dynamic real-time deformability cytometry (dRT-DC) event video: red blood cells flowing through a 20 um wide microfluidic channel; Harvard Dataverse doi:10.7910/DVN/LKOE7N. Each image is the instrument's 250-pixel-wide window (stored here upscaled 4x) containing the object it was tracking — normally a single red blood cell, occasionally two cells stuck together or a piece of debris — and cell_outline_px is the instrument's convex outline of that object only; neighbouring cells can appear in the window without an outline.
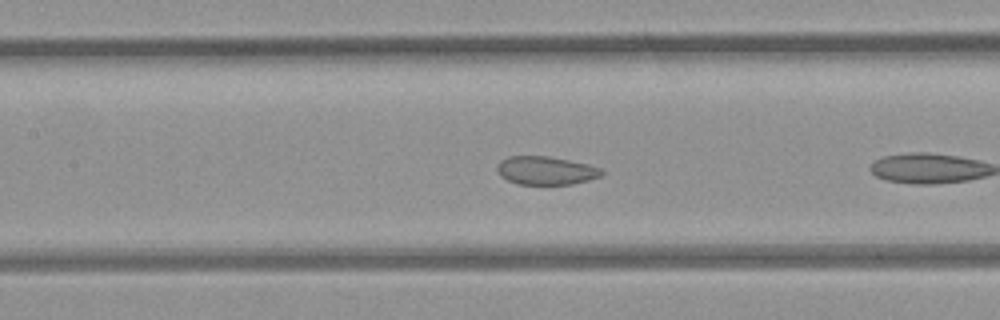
{"species": "common noctule bat (a hibernating species)", "species_latin": "Nyctalus noctula", "temperature_condition": "room temperature", "stored_images_in_passage": 10, "camera_frame_rate_fps": 3000, "um_per_image_px": 0.085, "animal": {"sex": "female", "body_mass_g": 21.9}, "frame": {"image": 1, "passage_image": 9, "time_ms": 2.667, "image_size_px": [1000, 320], "cell_outline_px": [[604, 172], [600, 176], [588, 180], [572, 184], [516, 184], [500, 176], [496, 168], [500, 160], [508, 156], [548, 156], [588, 164], [600, 168]], "centroid_in_image_um": [46.37, 14.49], "position_along_channel_um": 161.0, "area_um2": 17.22}}